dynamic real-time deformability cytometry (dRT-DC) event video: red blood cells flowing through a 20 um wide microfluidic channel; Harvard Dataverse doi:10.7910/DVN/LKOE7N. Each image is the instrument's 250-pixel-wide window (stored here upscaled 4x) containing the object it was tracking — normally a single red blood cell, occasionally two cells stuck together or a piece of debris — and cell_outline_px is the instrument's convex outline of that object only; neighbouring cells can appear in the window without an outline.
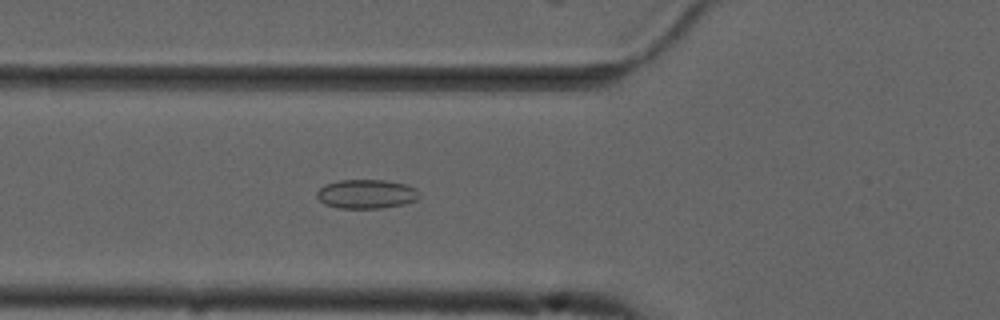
{"species": "common noctule bat (a hibernating species)", "species_latin": "Nyctalus noctula", "temperature_condition": "cold", "stored_images_in_passage": 50, "camera_frame_rate_fps": 3000, "um_per_image_px": 0.085, "animal": {"sex": "male", "forearm_length_mm": 52.5}, "frame": {"image": 1, "passage_image": 20, "time_ms": 6.333, "image_size_px": [1000, 320], "cell_outline_px": [[420, 196], [416, 200], [404, 204], [380, 208], [340, 208], [324, 204], [316, 196], [316, 192], [324, 184], [340, 180], [384, 180], [404, 184], [416, 188], [420, 192]], "centroid_in_image_um": [31.14, 16.49], "position_along_channel_um": 94.7, "area_um2": 17.4}}
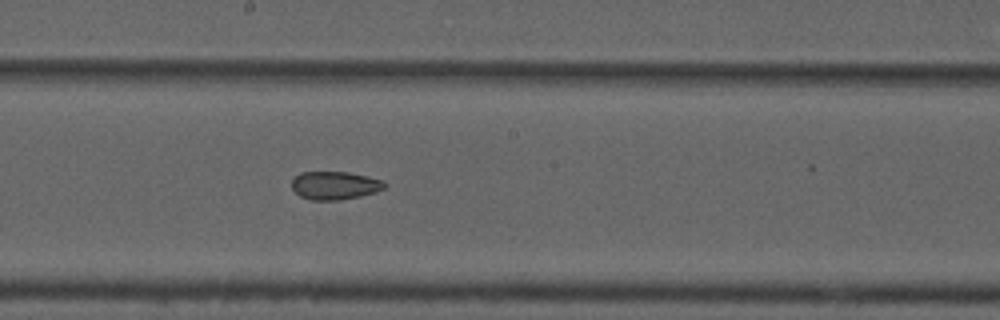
{"frame": {"image": 2, "passage_image": 30, "time_ms": 9.667, "image_size_px": [1000, 320], "cell_outline_px": [[388, 184], [384, 188], [376, 192], [360, 196], [336, 200], [312, 200], [300, 196], [292, 188], [292, 180], [300, 172], [348, 172], [368, 176], [380, 180]], "centroid_in_image_um": [28.46, 15.76], "position_along_channel_um": 219.7, "area_um2": 15.14}}
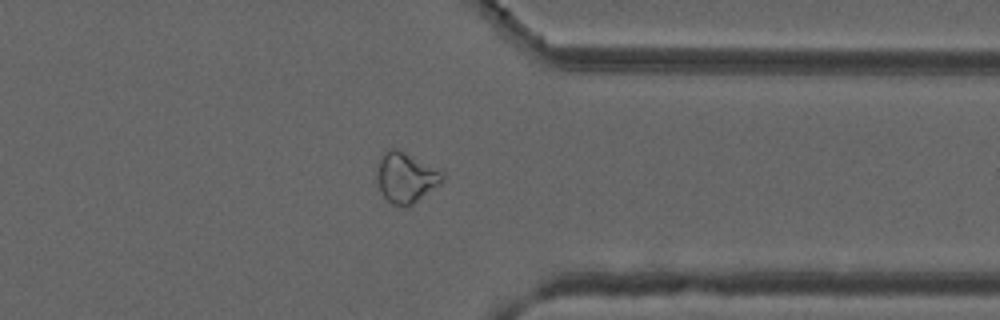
{"frame": {"image": 3, "passage_image": 43, "time_ms": 14.0, "image_size_px": [1000, 320], "cell_outline_px": [[444, 180], [440, 184], [408, 208], [404, 208], [392, 204], [384, 196], [376, 180], [376, 168], [384, 152], [388, 148], [400, 148], [444, 172]], "centroid_in_image_um": [34.5, 15.08], "position_along_channel_um": 376.9, "area_um2": 19.59}}